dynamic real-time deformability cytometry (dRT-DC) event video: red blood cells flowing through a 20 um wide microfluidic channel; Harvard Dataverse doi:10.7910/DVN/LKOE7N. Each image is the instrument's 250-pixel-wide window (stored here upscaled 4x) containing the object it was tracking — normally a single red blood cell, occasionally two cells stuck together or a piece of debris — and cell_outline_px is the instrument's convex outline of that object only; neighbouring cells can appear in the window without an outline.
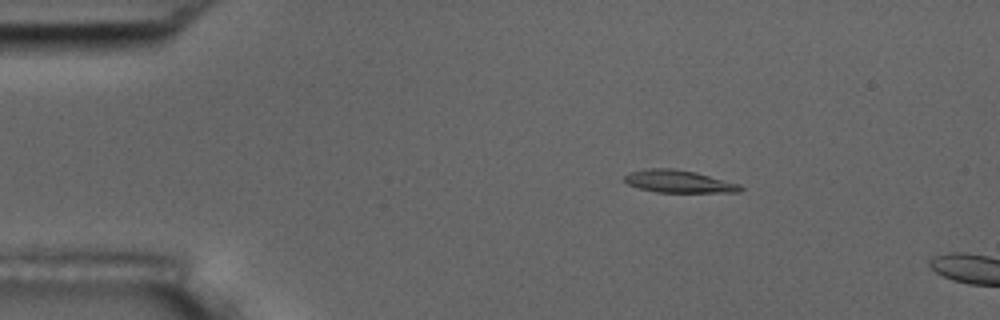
{"species": "common noctule bat (a hibernating species)", "species_latin": "Nyctalus noctula", "temperature_condition": "room temperature", "stored_images_in_passage": 4, "camera_frame_rate_fps": 3000, "um_per_image_px": 0.085, "animal": {"sex": "male", "body_mass_g": 17.5, "forearm_length_mm": 52.3}, "frame": {"image": 1, "passage_image": 3, "time_ms": 0.667, "image_size_px": [1000, 320], "cell_outline_px": [[744, 188], [740, 192], [656, 192], [640, 188], [628, 184], [624, 180], [624, 176], [628, 172], [644, 168], [672, 168], [696, 172], [740, 184]], "centroid_in_image_um": [57.68, 15.41], "position_along_channel_um": 27.3, "area_um2": 15.26}}